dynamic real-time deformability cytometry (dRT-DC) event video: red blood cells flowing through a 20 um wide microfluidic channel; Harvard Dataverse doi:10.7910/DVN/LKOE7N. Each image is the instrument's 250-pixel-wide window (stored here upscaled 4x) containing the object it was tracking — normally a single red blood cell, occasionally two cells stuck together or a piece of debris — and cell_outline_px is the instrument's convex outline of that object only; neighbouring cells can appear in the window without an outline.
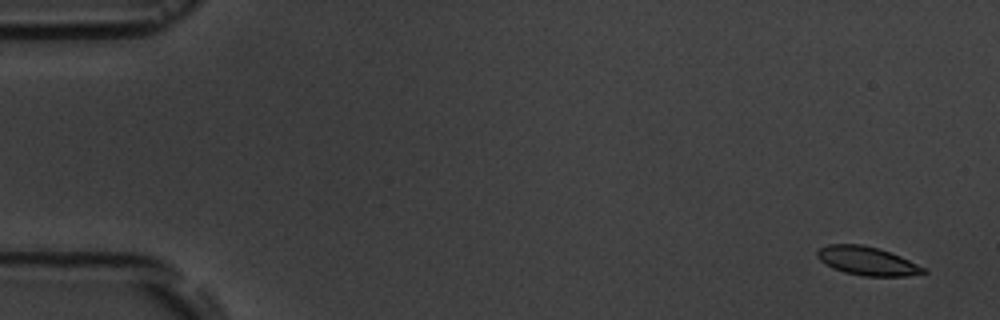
{"species": "common noctule bat (a hibernating species)", "species_latin": "Nyctalus noctula", "temperature_condition": "room temperature", "stored_images_in_passage": 5, "camera_frame_rate_fps": 3000, "um_per_image_px": 0.085, "animal": {"sex": "male", "body_mass_g": 19.5, "forearm_length_mm": 54.6}, "frame": {"image": 1, "passage_image": 1, "time_ms": 0.0, "image_size_px": [1000, 320], "cell_outline_px": [[928, 272], [904, 276], [864, 276], [844, 272], [832, 268], [820, 260], [816, 256], [816, 252], [820, 248], [828, 244], [860, 244], [876, 248], [900, 256], [924, 268]], "centroid_in_image_um": [73.66, 22.18], "position_along_channel_um": 11.3, "area_um2": 17.4}}
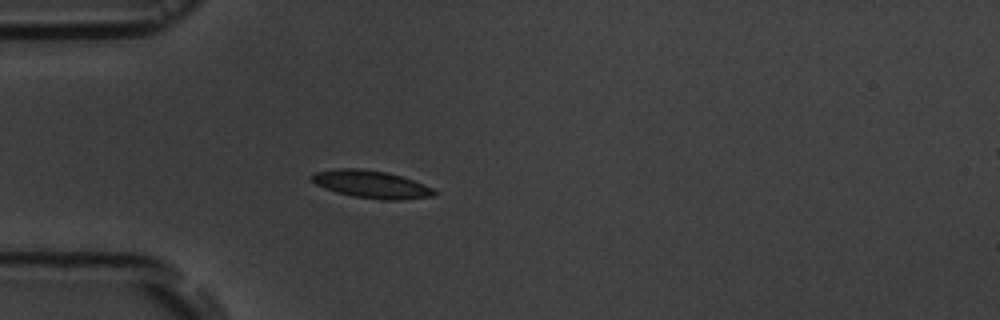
{"frame": {"image": 2, "passage_image": 5, "time_ms": 4.667, "image_size_px": [1000, 320], "cell_outline_px": [[440, 192], [436, 196], [400, 200], [380, 200], [352, 196], [336, 192], [316, 184], [308, 176], [316, 172], [340, 168], [356, 168], [384, 172], [400, 176], [424, 184]], "centroid_in_image_um": [31.6, 15.68], "position_along_channel_um": 53.4, "area_um2": 19.65}}